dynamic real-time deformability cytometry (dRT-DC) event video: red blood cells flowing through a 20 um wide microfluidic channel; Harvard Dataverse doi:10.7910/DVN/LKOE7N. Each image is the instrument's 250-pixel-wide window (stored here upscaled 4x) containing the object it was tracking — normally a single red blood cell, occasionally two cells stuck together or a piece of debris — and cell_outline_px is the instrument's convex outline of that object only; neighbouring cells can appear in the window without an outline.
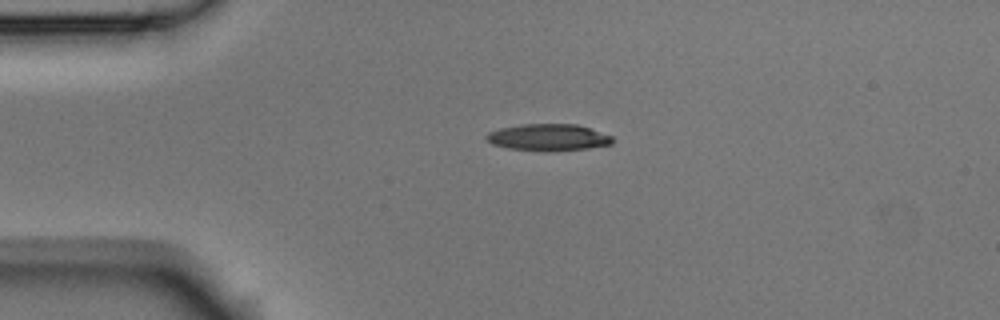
{"species": "Egyptian fruit bat (a non-hibernating species)", "species_latin": "Rousettus aegyptiacus", "temperature_condition": "room temperature", "stored_images_in_passage": 2, "camera_frame_rate_fps": 3000, "um_per_image_px": 0.085, "animal": {"sex": "male"}, "frame": {"image": 1, "passage_image": 1, "time_ms": 0.0, "image_size_px": [1000, 320], "cell_outline_px": [[616, 140], [612, 144], [588, 148], [508, 148], [492, 144], [484, 136], [488, 132], [500, 128], [524, 124], [576, 124], [612, 136]], "centroid_in_image_um": [46.61, 11.62], "position_along_channel_um": 38.4, "area_um2": 18.55}}